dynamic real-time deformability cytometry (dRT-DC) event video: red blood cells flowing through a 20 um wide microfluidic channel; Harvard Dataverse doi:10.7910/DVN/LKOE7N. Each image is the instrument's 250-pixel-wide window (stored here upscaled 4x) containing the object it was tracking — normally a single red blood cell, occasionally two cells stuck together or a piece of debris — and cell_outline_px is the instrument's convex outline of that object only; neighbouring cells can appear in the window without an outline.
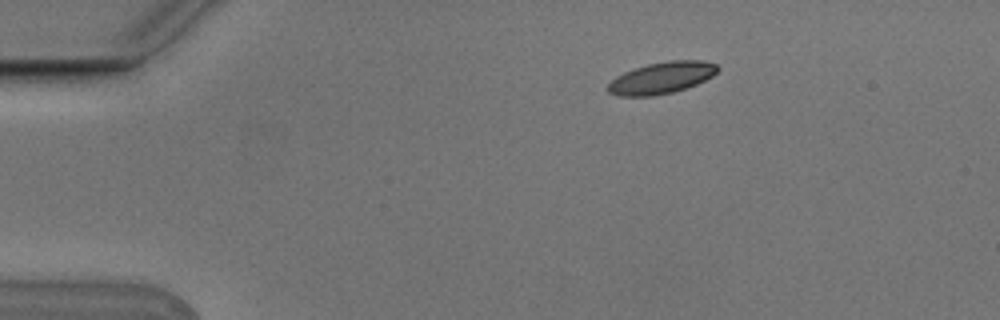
{"species": "Egyptian fruit bat (a non-hibernating species)", "species_latin": "Rousettus aegyptiacus", "temperature_condition": "cold", "stored_images_in_passage": 3, "camera_frame_rate_fps": 3000, "um_per_image_px": 0.085, "animal": {"sex": "male"}, "frame": {"image": 1, "passage_image": 1, "time_ms": 0.0, "image_size_px": [1000, 320], "cell_outline_px": [[720, 68], [712, 76], [696, 84], [672, 92], [652, 96], [616, 96], [608, 92], [604, 88], [616, 76], [624, 72], [648, 64], [668, 60], [704, 60], [716, 64]], "centroid_in_image_um": [56.2, 6.61], "position_along_channel_um": 28.8, "area_um2": 20.23}}